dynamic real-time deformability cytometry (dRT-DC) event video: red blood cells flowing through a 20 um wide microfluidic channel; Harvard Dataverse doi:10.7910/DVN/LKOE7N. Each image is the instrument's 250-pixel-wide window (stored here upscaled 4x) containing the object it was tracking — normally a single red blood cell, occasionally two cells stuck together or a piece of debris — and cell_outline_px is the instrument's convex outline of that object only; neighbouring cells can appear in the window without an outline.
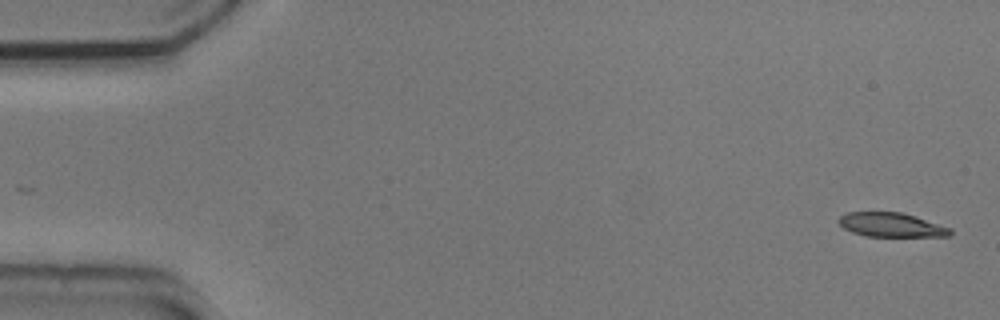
{"species": "common noctule bat (a hibernating species)", "species_latin": "Nyctalus noctula", "temperature_condition": "cold", "stored_images_in_passage": 54, "camera_frame_rate_fps": 3000, "um_per_image_px": 0.085, "animal": {"sex": "male", "body_mass_g": 20.5, "forearm_length_mm": 52.5}, "frame": {"image": 1, "passage_image": 1, "time_ms": 0.0, "image_size_px": [1000, 320], "cell_outline_px": [[952, 236], [864, 236], [852, 232], [844, 228], [836, 220], [840, 216], [848, 212], [900, 212], [916, 216], [952, 228]], "centroid_in_image_um": [75.77, 19.11], "position_along_channel_um": 9.2, "area_um2": 15.78}}
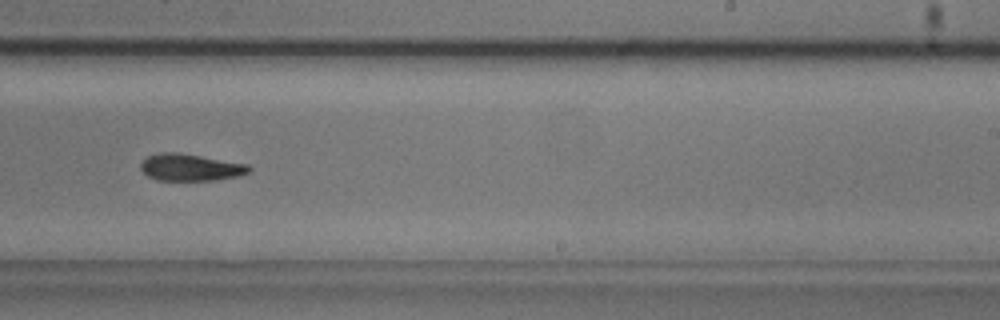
{"frame": {"image": 2, "passage_image": 33, "time_ms": 10.667, "image_size_px": [1000, 320], "cell_outline_px": [[252, 168], [248, 172], [240, 176], [212, 180], [156, 180], [148, 176], [140, 168], [140, 164], [148, 156], [160, 152], [180, 152], [248, 164]], "centroid_in_image_um": [16.2, 14.22], "position_along_channel_um": 272.8, "area_um2": 17.05}}
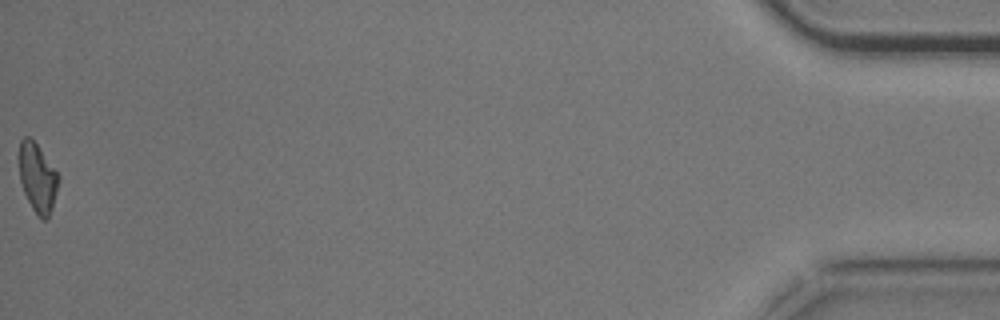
{"frame": {"image": 3, "passage_image": 54, "time_ms": 17.667, "image_size_px": [1000, 320], "cell_outline_px": [[60, 180], [52, 208], [48, 220], [40, 220], [32, 208], [24, 192], [20, 180], [16, 156], [20, 140], [24, 136], [28, 136], [36, 144], [60, 176]], "centroid_in_image_um": [3.15, 15.11], "position_along_channel_um": 432.0, "area_um2": 16.24}, "authors_computed_cell_mechanics": {"area_um2": 17.1377, "velocity_mm_per_s": 3.6932, "shape_relaxation_time_tau1_ms": 3.6085, "shape_relaxation_time_tau2_ms": 4.7941, "deformation_change_tau1": 0.117, "deformation_change_tau2": 0.1125}}